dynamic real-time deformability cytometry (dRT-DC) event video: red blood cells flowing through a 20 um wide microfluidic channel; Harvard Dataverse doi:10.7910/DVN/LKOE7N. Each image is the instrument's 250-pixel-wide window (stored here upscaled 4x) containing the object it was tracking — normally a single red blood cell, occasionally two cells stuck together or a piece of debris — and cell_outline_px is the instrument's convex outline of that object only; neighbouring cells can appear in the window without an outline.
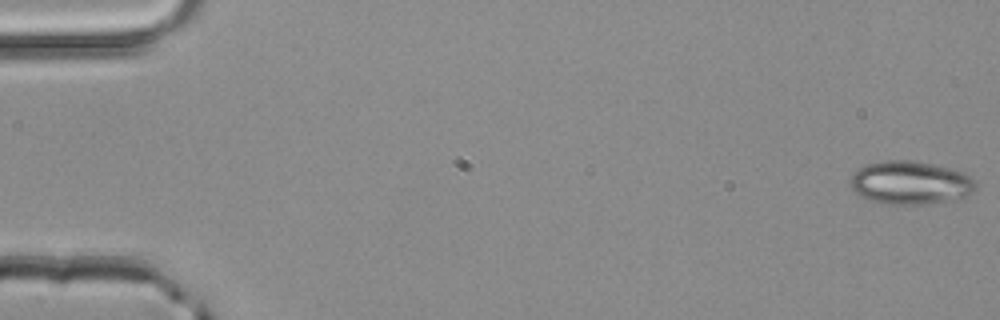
{"species": "common noctule bat (a hibernating species)", "species_latin": "Nyctalus noctula", "temperature_condition": "room temperature", "stored_images_in_passage": 4, "camera_frame_rate_fps": 3000, "um_per_image_px": 0.085, "animal": {"sex": "male", "body_mass_g": 20.4}, "frame": {"image": 1, "passage_image": 1, "time_ms": 0.0, "image_size_px": [1000, 320], "cell_outline_px": [[976, 188], [972, 192], [964, 196], [952, 200], [924, 204], [880, 204], [860, 196], [848, 184], [848, 180], [864, 164], [884, 160], [908, 160], [932, 164], [964, 172], [976, 180]], "centroid_in_image_um": [77.36, 15.53], "position_along_channel_um": 7.6, "area_um2": 31.73}}